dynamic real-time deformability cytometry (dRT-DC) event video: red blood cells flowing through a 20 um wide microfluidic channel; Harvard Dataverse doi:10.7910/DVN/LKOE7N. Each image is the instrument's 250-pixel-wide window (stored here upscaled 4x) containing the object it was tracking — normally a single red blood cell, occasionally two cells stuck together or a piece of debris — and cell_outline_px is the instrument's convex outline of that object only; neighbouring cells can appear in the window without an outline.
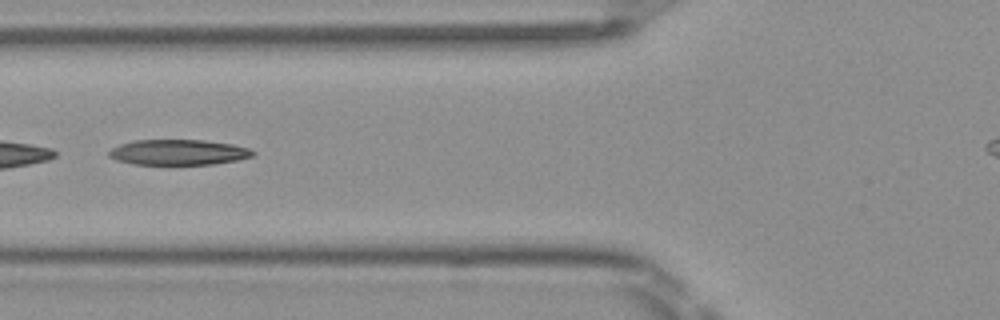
{"species": "Egyptian fruit bat (a non-hibernating species)", "species_latin": "Rousettus aegyptiacus", "temperature_condition": "room temperature", "stored_images_in_passage": 8, "camera_frame_rate_fps": 3000, "um_per_image_px": 0.085, "frame": {"image": 1, "passage_image": 6, "time_ms": 1.667, "image_size_px": [1000, 320], "cell_outline_px": [[256, 152], [252, 156], [236, 160], [212, 164], [132, 164], [116, 160], [108, 156], [108, 152], [112, 148], [120, 144], [136, 140], [204, 140], [232, 144], [248, 148]], "centroid_in_image_um": [15.14, 12.94], "position_along_channel_um": 110.7, "area_um2": 21.21}}
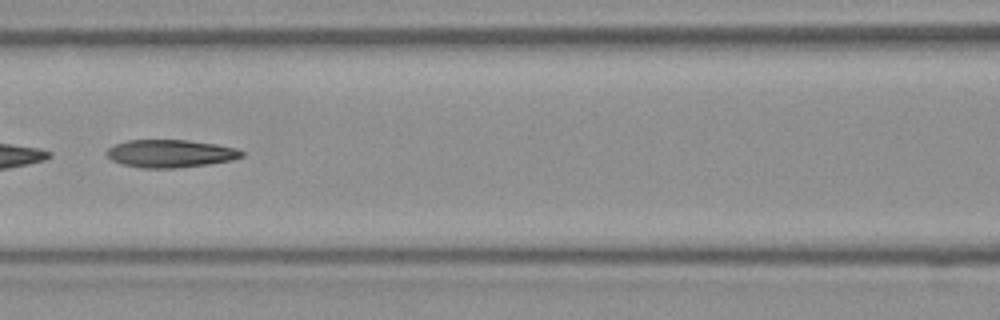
{"frame": {"image": 2, "passage_image": 7, "time_ms": 2.0, "image_size_px": [1000, 320], "cell_outline_px": [[244, 156], [232, 160], [208, 164], [176, 168], [140, 168], [124, 164], [112, 160], [104, 152], [108, 148], [116, 144], [128, 140], [188, 140], [216, 144], [236, 148], [244, 152]], "centroid_in_image_um": [14.49, 13.05], "position_along_channel_um": 152.1, "area_um2": 21.85}}
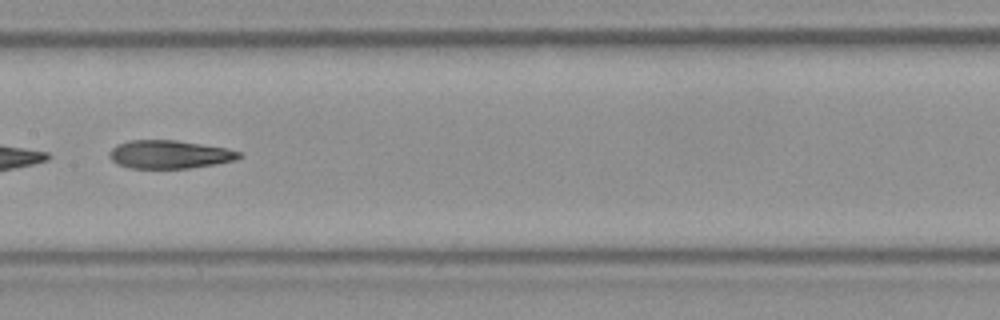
{"frame": {"image": 3, "passage_image": 8, "time_ms": 2.333, "image_size_px": [1000, 320], "cell_outline_px": [[244, 156], [236, 160], [216, 164], [188, 168], [128, 168], [116, 164], [108, 156], [108, 152], [116, 144], [128, 140], [176, 140], [228, 148], [240, 152]], "centroid_in_image_um": [14.39, 13.12], "position_along_channel_um": 193.0, "area_um2": 21.62}}